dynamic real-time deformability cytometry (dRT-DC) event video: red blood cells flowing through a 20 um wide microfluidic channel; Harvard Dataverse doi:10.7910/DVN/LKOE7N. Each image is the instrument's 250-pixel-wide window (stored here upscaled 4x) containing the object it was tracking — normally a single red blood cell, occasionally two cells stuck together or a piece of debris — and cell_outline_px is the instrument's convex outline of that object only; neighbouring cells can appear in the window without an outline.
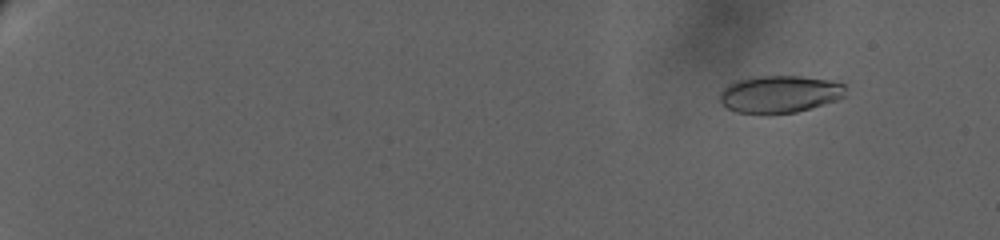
{"species": "human", "species_latin": "Homo sapiens", "temperature_condition": "warm", "stored_images_in_passage": 27, "camera_frame_rate_fps": 3000, "um_per_image_px": 0.085, "donor": {"sex": "female"}, "frame": {"image": 1, "passage_image": 4, "time_ms": 3.0, "image_size_px": [1000, 240], "cell_outline_px": [[844, 96], [836, 100], [796, 112], [736, 112], [728, 108], [720, 100], [720, 92], [728, 84], [736, 80], [752, 76], [800, 76], [828, 80], [844, 84]], "centroid_in_image_um": [66.25, 7.97], "position_along_channel_um": 18.8, "area_um2": 26.76}}
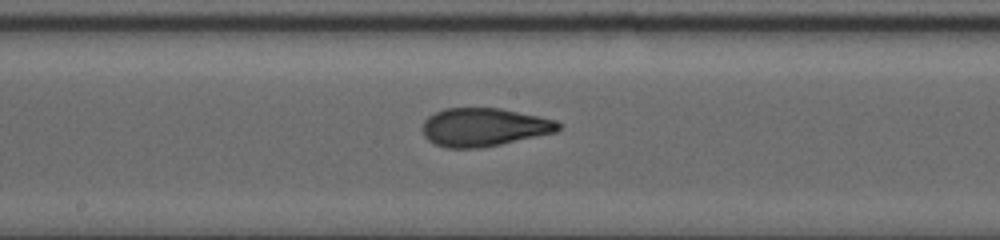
{"frame": {"image": 2, "passage_image": 17, "time_ms": 16.0, "image_size_px": [1000, 240], "cell_outline_px": [[560, 128], [556, 132], [500, 144], [480, 148], [448, 148], [436, 144], [428, 140], [424, 136], [420, 128], [424, 120], [428, 116], [444, 108], [500, 108], [556, 120], [560, 124]], "centroid_in_image_um": [41.09, 10.81], "position_along_channel_um": 207.1, "area_um2": 30.29}}
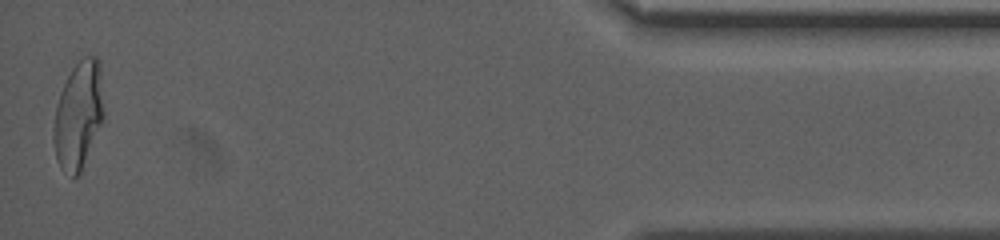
{"frame": {"image": 3, "passage_image": 27, "time_ms": 25.667, "image_size_px": [1000, 240], "cell_outline_px": [[104, 120], [80, 172], [76, 176], [72, 176], [60, 168], [56, 156], [52, 140], [52, 128], [56, 104], [60, 92], [72, 68], [84, 56], [96, 56], [100, 60], [104, 112]], "centroid_in_image_um": [6.67, 9.78], "position_along_channel_um": 428.5, "area_um2": 31.79}, "authors_computed_cell_mechanics": {"area_um2": 29.5358, "velocity_mm_per_s": 2.9257, "shape_relaxation_time_tau1_ms": 9.544, "shape_relaxation_time_tau2_ms": 1.3125, "deformation_change_tau1": 0.2538, "deformation_change_tau2": 0.0764}}